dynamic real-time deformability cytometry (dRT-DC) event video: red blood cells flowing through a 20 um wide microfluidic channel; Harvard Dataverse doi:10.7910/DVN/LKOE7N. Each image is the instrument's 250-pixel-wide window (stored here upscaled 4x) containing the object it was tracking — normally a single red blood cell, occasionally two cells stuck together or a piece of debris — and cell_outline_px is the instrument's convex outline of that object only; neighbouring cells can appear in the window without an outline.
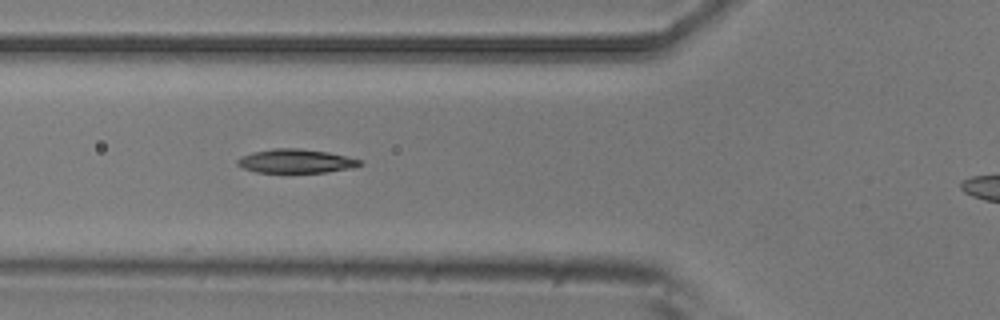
{"species": "common noctule bat (a hibernating species)", "species_latin": "Nyctalus noctula", "temperature_condition": "room temperature", "stored_images_in_passage": 4, "camera_frame_rate_fps": 3000, "um_per_image_px": 0.085, "animal": {"sex": "male", "body_mass_g": 20.5, "forearm_length_mm": 52.5}, "frame": {"image": 1, "passage_image": 4, "time_ms": 1.0, "image_size_px": [1000, 320], "cell_outline_px": [[364, 164], [352, 168], [324, 172], [256, 172], [244, 168], [236, 164], [236, 160], [240, 156], [252, 152], [272, 148], [300, 148], [328, 152], [360, 160]], "centroid_in_image_um": [25.11, 13.68], "position_along_channel_um": 100.7, "area_um2": 16.99}}